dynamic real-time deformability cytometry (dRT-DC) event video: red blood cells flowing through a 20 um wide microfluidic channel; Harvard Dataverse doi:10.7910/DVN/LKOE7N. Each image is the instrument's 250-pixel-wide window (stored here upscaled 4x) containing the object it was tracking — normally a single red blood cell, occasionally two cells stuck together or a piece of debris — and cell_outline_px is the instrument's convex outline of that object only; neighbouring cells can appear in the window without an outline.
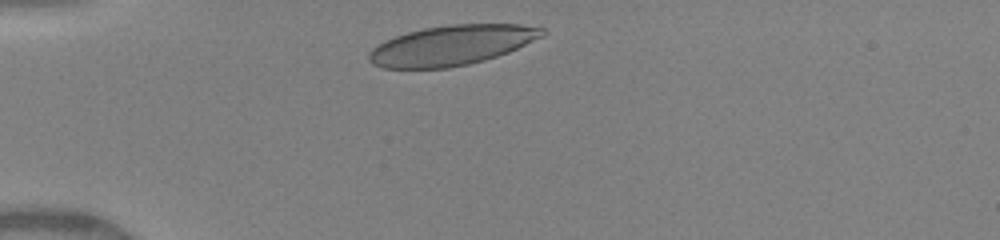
{"species": "human", "species_latin": "Homo sapiens", "temperature_condition": "warm", "stored_images_in_passage": 11, "camera_frame_rate_fps": 3000, "um_per_image_px": 0.085, "donor": {"sex": "female"}, "frame": {"image": 1, "passage_image": 1, "time_ms": 0.0, "image_size_px": [1000, 240], "cell_outline_px": [[548, 32], [544, 36], [508, 52], [484, 60], [468, 64], [448, 68], [384, 68], [372, 64], [368, 60], [368, 52], [372, 48], [384, 40], [408, 32], [424, 28], [448, 24], [520, 24], [544, 28]], "centroid_in_image_um": [38.39, 3.84], "position_along_channel_um": 46.6, "area_um2": 40.46}}
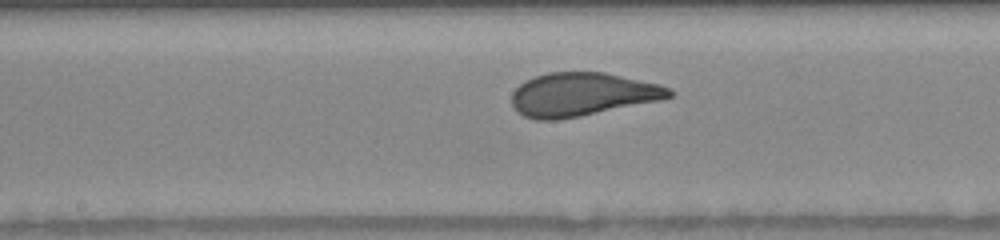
{"frame": {"image": 2, "passage_image": 8, "time_ms": 4.333, "image_size_px": [1000, 240], "cell_outline_px": [[672, 96], [660, 100], [556, 120], [536, 120], [524, 116], [512, 104], [512, 92], [524, 80], [532, 76], [548, 72], [604, 72], [660, 84], [668, 88], [672, 92]], "centroid_in_image_um": [49.44, 8.0], "position_along_channel_um": 198.8, "area_um2": 39.48}}
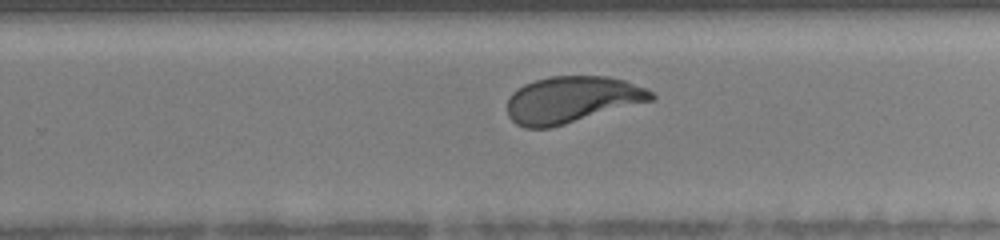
{"frame": {"image": 3, "passage_image": 11, "time_ms": 6.333, "image_size_px": [1000, 240], "cell_outline_px": [[656, 96], [652, 100], [552, 128], [524, 128], [516, 124], [508, 116], [508, 96], [512, 92], [524, 84], [548, 76], [608, 76], [624, 80], [644, 88], [652, 92]], "centroid_in_image_um": [48.57, 8.47], "position_along_channel_um": 281.2, "area_um2": 39.07}}